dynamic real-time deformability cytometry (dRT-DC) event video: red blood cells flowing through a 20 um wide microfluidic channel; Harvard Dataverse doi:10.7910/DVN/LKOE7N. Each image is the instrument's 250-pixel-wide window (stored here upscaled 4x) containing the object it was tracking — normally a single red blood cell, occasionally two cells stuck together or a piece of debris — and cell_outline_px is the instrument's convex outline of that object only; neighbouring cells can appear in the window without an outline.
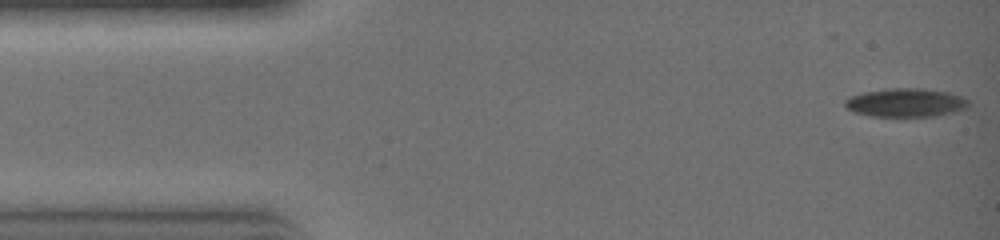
{"species": "common noctule bat (a hibernating species)", "species_latin": "Nyctalus noctula", "temperature_condition": "warm", "stored_images_in_passage": 22, "camera_frame_rate_fps": 3000, "um_per_image_px": 0.085, "animal": {"sex": "female", "body_mass_g": 19.0, "forearm_length_mm": 51.5}, "frame": {"image": 1, "passage_image": 1, "time_ms": 0.0, "image_size_px": [1000, 240], "cell_outline_px": [[968, 108], [952, 112], [932, 116], [872, 116], [856, 112], [848, 108], [844, 104], [844, 100], [852, 96], [864, 92], [888, 88], [920, 88], [948, 92], [960, 96], [968, 100]], "centroid_in_image_um": [76.99, 8.71], "position_along_channel_um": 8.0, "area_um2": 20.29}}
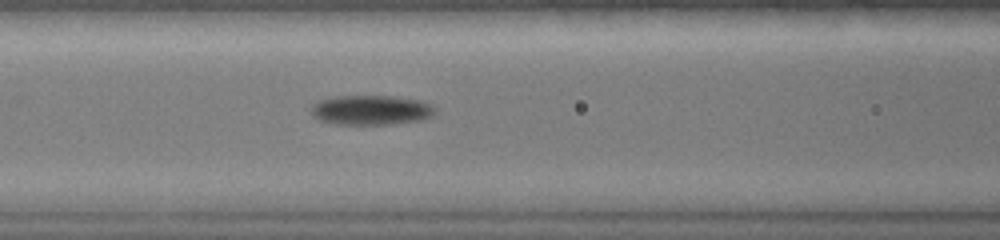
{"frame": {"image": 2, "passage_image": 12, "time_ms": 3.667, "image_size_px": [1000, 240], "cell_outline_px": [[436, 112], [432, 116], [420, 120], [388, 124], [336, 124], [320, 120], [312, 116], [312, 104], [320, 100], [336, 96], [392, 96], [424, 100], [432, 104], [436, 108]], "centroid_in_image_um": [31.58, 9.34], "position_along_channel_um": 135.0, "area_um2": 21.56}}
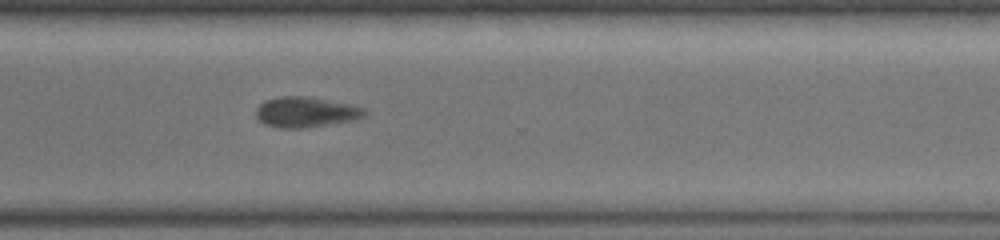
{"frame": {"image": 3, "passage_image": 22, "time_ms": 7.0, "image_size_px": [1000, 240], "cell_outline_px": [[368, 112], [352, 120], [304, 128], [280, 128], [264, 124], [256, 116], [256, 108], [264, 100], [280, 96], [312, 96], [352, 104], [368, 108]], "centroid_in_image_um": [26.0, 9.5], "position_along_channel_um": 344.6, "area_um2": 19.42}}